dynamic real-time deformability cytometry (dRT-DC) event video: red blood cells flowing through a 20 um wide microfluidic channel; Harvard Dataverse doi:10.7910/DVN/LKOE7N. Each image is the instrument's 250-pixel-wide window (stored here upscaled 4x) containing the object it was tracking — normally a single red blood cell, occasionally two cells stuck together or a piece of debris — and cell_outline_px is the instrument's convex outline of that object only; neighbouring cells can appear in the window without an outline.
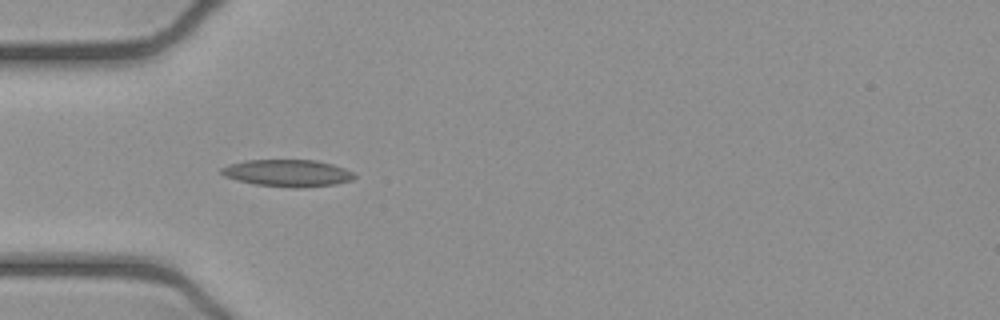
{"species": "common noctule bat (a hibernating species)", "species_latin": "Nyctalus noctula", "temperature_condition": "cold", "stored_images_in_passage": 9, "camera_frame_rate_fps": 3000, "um_per_image_px": 0.085, "animal": {"sex": "female", "body_mass_g": 21.9}, "frame": {"image": 1, "passage_image": 3, "time_ms": 0.667, "image_size_px": [1000, 320], "cell_outline_px": [[356, 176], [352, 180], [336, 184], [304, 188], [292, 188], [252, 184], [236, 180], [224, 176], [220, 172], [220, 168], [228, 164], [244, 160], [316, 160], [332, 164], [344, 168], [352, 172]], "centroid_in_image_um": [24.42, 14.72], "position_along_channel_um": 60.6, "area_um2": 21.21}}